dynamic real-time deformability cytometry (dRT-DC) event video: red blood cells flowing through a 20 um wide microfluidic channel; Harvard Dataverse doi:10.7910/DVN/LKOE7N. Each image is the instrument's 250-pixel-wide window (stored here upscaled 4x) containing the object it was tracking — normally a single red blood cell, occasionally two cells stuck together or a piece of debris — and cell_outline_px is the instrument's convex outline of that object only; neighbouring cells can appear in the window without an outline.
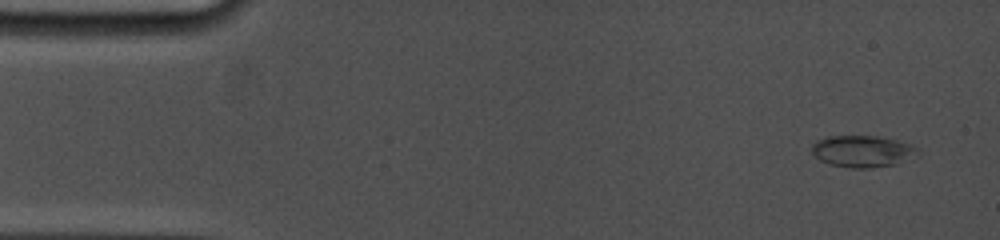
{"species": "common noctule bat (a hibernating species)", "species_latin": "Nyctalus noctula", "temperature_condition": "cold", "stored_images_in_passage": 5, "camera_frame_rate_fps": 5000, "um_per_image_px": 0.085, "animal": {"sex": "female", "body_mass_g": 19.0, "forearm_length_mm": 53.3}, "frame": {"image": 1, "passage_image": 1, "time_ms": 0.0, "image_size_px": [1000, 240], "cell_outline_px": [[920, 156], [896, 164], [872, 168], [852, 168], [828, 164], [820, 160], [812, 152], [812, 144], [816, 140], [828, 136], [880, 136], [896, 140], [920, 148]], "centroid_in_image_um": [73.36, 12.86], "position_along_channel_um": 11.6, "area_um2": 19.88}}
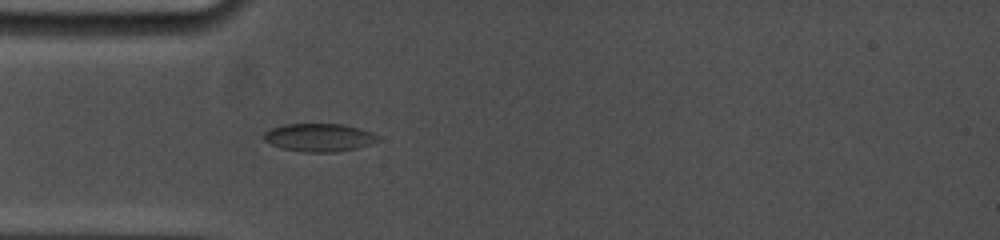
{"frame": {"image": 2, "passage_image": 5, "time_ms": 4.0, "image_size_px": [1000, 240], "cell_outline_px": [[380, 140], [372, 144], [356, 148], [336, 152], [304, 152], [280, 148], [264, 140], [264, 132], [272, 128], [284, 124], [344, 124], [372, 132], [380, 136]], "centroid_in_image_um": [27.16, 11.69], "position_along_channel_um": 57.8, "area_um2": 18.73}}